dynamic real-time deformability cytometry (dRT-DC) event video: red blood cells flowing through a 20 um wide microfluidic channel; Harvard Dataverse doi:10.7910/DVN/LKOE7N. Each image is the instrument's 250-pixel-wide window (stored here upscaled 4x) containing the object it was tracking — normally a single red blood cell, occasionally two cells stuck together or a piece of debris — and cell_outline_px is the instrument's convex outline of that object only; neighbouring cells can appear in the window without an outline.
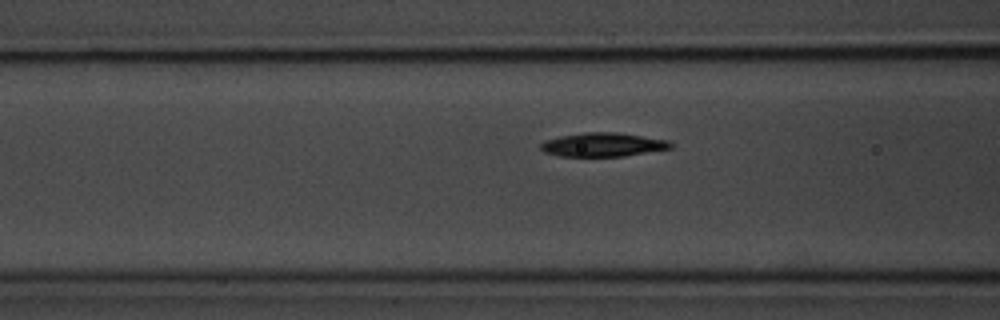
{"species": "common noctule bat (a hibernating species)", "species_latin": "Nyctalus noctula", "temperature_condition": "room temperature", "stored_images_in_passage": 40, "camera_frame_rate_fps": 3000, "um_per_image_px": 0.085, "animal": {"sex": "male", "body_mass_g": 20.1, "forearm_length_mm": 53.5}, "frame": {"image": 1, "passage_image": 10, "time_ms": 3.0, "image_size_px": [1000, 320], "cell_outline_px": [[672, 148], [624, 156], [560, 156], [544, 152], [540, 148], [540, 144], [548, 140], [560, 136], [584, 132], [616, 132], [668, 140], [672, 144]], "centroid_in_image_um": [51.25, 12.29], "position_along_channel_um": 115.3, "area_um2": 17.86}}
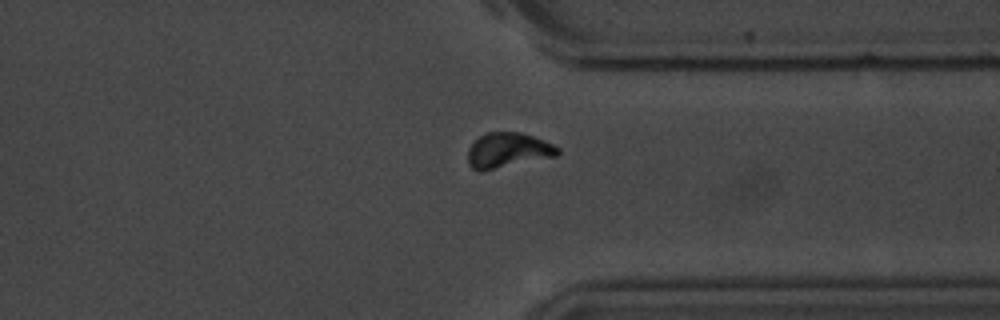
{"frame": {"image": 2, "passage_image": 31, "time_ms": 10.0, "image_size_px": [1000, 320], "cell_outline_px": [[560, 152], [556, 156], [480, 172], [472, 168], [468, 164], [468, 148], [480, 136], [488, 132], [520, 132], [544, 140], [560, 148]], "centroid_in_image_um": [43.16, 12.78], "position_along_channel_um": 368.2, "area_um2": 18.32}}
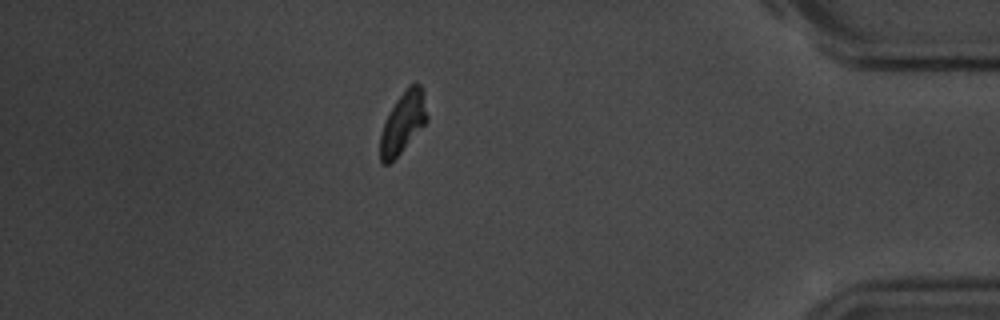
{"frame": {"image": 3, "passage_image": 37, "time_ms": 12.0, "image_size_px": [1000, 320], "cell_outline_px": [[428, 120], [400, 152], [388, 164], [380, 164], [380, 132], [388, 112], [396, 100], [408, 84], [420, 84], [424, 92], [428, 116]], "centroid_in_image_um": [34.24, 10.38], "position_along_channel_um": 401.0, "area_um2": 16.7}}